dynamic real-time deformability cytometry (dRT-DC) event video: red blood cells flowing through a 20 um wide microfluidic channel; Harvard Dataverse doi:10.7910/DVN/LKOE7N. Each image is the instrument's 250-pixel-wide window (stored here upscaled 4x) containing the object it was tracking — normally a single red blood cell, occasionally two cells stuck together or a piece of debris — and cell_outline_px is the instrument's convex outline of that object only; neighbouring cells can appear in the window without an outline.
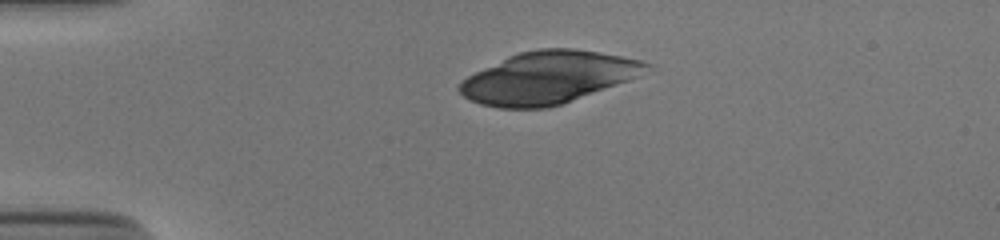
{"species": "human", "species_latin": "Homo sapiens", "temperature_condition": "cold", "stored_images_in_passage": 33, "camera_frame_rate_fps": 3000, "um_per_image_px": 0.085, "donor": {"sex": "male"}, "frame": {"image": 1, "passage_image": 1, "time_ms": 0.0, "image_size_px": [1000, 240], "cell_outline_px": [[652, 64], [636, 76], [628, 80], [560, 104], [548, 108], [500, 108], [480, 104], [468, 100], [456, 88], [468, 76], [508, 56], [520, 52], [540, 48], [576, 48], [600, 52], [640, 60]], "centroid_in_image_um": [46.54, 6.59], "position_along_channel_um": 38.5, "area_um2": 55.95}}